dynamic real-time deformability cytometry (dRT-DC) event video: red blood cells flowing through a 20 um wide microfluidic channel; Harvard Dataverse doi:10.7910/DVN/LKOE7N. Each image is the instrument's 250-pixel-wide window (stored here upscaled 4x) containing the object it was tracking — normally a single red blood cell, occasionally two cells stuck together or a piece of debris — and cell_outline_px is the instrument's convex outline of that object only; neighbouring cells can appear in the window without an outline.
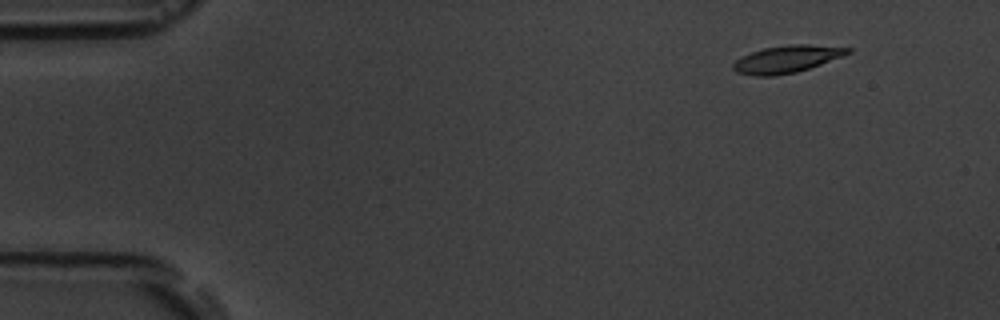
{"species": "common noctule bat (a hibernating species)", "species_latin": "Nyctalus noctula", "temperature_condition": "room temperature", "stored_images_in_passage": 5, "camera_frame_rate_fps": 3000, "um_per_image_px": 0.085, "animal": {"sex": "male", "body_mass_g": 19.5, "forearm_length_mm": 54.6}, "frame": {"image": 1, "passage_image": 2, "time_ms": 1.0, "image_size_px": [1000, 320], "cell_outline_px": [[852, 52], [844, 56], [796, 72], [772, 76], [752, 76], [736, 72], [732, 68], [732, 64], [736, 60], [752, 52], [764, 48], [788, 44], [808, 44], [852, 48]], "centroid_in_image_um": [66.89, 5.02], "position_along_channel_um": 18.1, "area_um2": 18.15}}
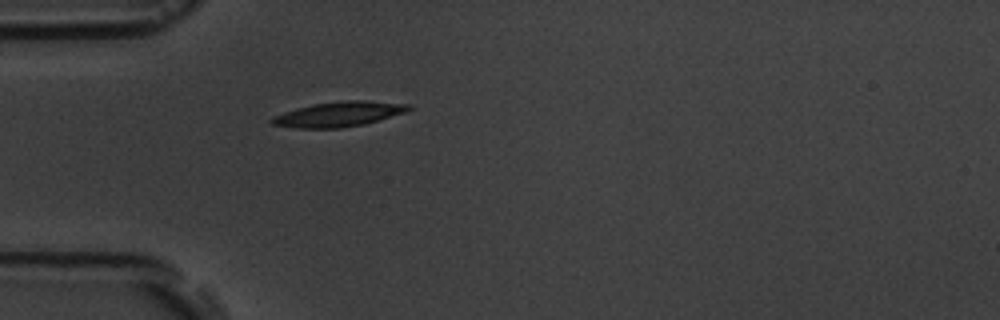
{"frame": {"image": 2, "passage_image": 5, "time_ms": 4.667, "image_size_px": [1000, 320], "cell_outline_px": [[412, 108], [408, 112], [364, 124], [340, 128], [296, 128], [272, 124], [268, 120], [272, 116], [296, 108], [316, 104], [344, 100], [364, 100], [408, 104]], "centroid_in_image_um": [28.8, 9.7], "position_along_channel_um": 56.2, "area_um2": 19.88}}